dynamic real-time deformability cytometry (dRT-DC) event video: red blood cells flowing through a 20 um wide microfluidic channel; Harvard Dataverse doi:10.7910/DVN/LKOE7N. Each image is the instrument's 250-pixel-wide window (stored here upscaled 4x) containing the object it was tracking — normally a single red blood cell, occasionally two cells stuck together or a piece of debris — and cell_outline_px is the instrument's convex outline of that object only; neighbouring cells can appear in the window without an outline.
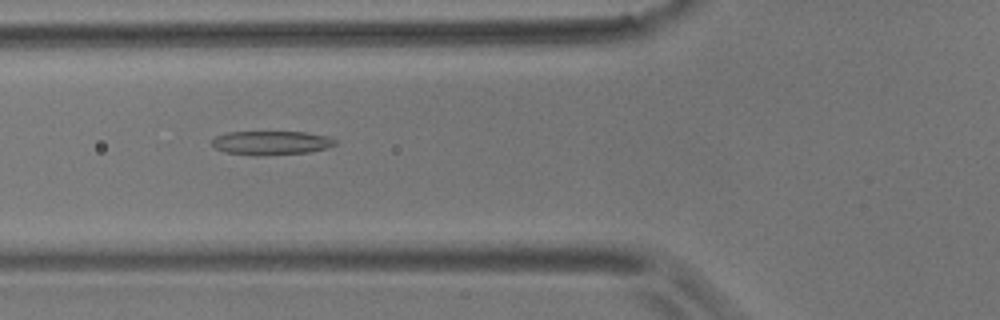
{"species": "common noctule bat (a hibernating species)", "species_latin": "Nyctalus noctula", "temperature_condition": "room temperature", "stored_images_in_passage": 14, "camera_frame_rate_fps": 3000, "um_per_image_px": 0.085, "animal": {"sex": "male", "body_mass_g": 17.9}, "frame": {"image": 1, "passage_image": 5, "time_ms": 1.333, "image_size_px": [1000, 320], "cell_outline_px": [[336, 144], [328, 148], [308, 152], [264, 156], [252, 156], [224, 152], [216, 148], [212, 144], [212, 140], [216, 136], [228, 132], [308, 132], [328, 136], [336, 140]], "centroid_in_image_um": [23.06, 12.15], "position_along_channel_um": 102.7, "area_um2": 17.4}}
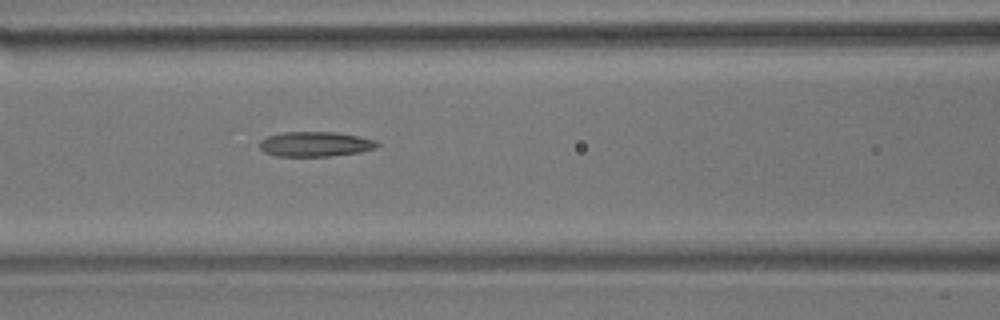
{"frame": {"image": 2, "passage_image": 8, "time_ms": 2.333, "image_size_px": [1000, 320], "cell_outline_px": [[380, 144], [376, 148], [360, 152], [328, 156], [276, 156], [264, 152], [260, 148], [260, 140], [268, 136], [284, 132], [336, 132], [376, 140]], "centroid_in_image_um": [26.8, 12.25], "position_along_channel_um": 139.8, "area_um2": 16.99}}
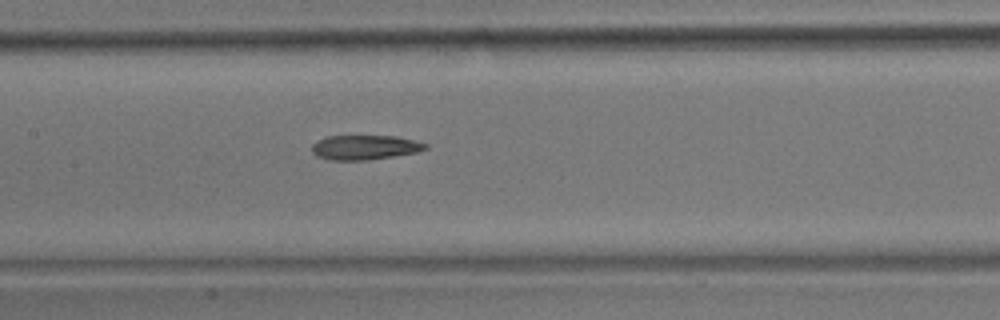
{"frame": {"image": 3, "passage_image": 11, "time_ms": 3.333, "image_size_px": [1000, 320], "cell_outline_px": [[428, 148], [416, 152], [368, 160], [328, 160], [316, 156], [312, 152], [312, 144], [316, 140], [328, 136], [396, 136], [428, 144]], "centroid_in_image_um": [30.96, 12.53], "position_along_channel_um": 176.4, "area_um2": 16.24}}